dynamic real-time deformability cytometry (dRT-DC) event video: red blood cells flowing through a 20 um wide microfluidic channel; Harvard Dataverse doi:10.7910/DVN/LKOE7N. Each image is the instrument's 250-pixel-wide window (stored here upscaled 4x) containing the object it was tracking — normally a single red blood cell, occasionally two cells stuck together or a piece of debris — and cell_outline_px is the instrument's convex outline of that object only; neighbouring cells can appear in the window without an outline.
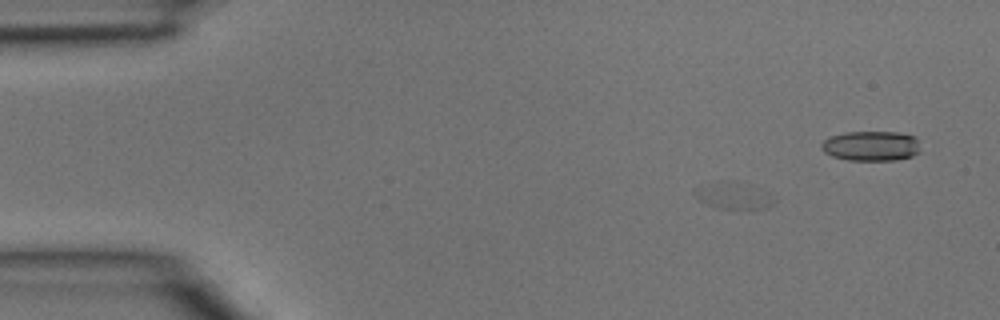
{"species": "common noctule bat (a hibernating species)", "species_latin": "Nyctalus noctula", "temperature_condition": "room temperature", "stored_images_in_passage": 35, "camera_frame_rate_fps": 3000, "um_per_image_px": 0.085, "animal": {"sex": "male", "body_mass_g": 15.6}, "frame": {"image": 1, "passage_image": 4, "time_ms": 1.0, "image_size_px": [1000, 320], "cell_outline_px": [[768, 208], [740, 212], [716, 208], [700, 200], [692, 192], [720, 180], [732, 180], [768, 192]], "centroid_in_image_um": [62.32, 16.69], "position_along_channel_um": 22.7, "area_um2": 12.2}}
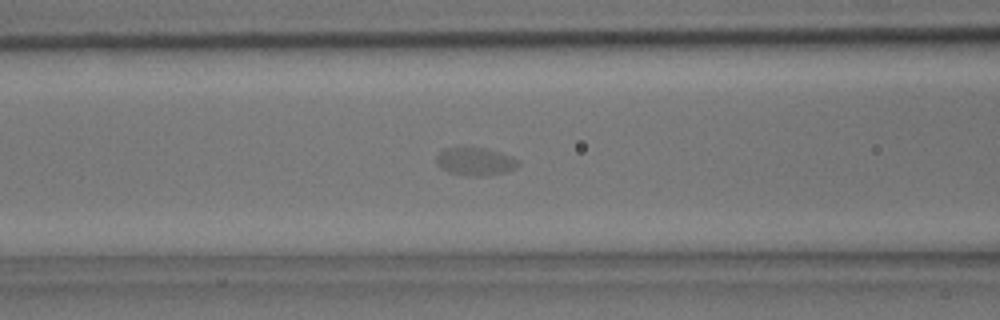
{"frame": {"image": 2, "passage_image": 16, "time_ms": 5.0, "image_size_px": [1000, 320], "cell_outline_px": [[520, 164], [516, 168], [504, 172], [484, 176], [468, 176], [448, 172], [440, 168], [436, 164], [436, 156], [444, 148], [488, 148], [512, 156], [520, 160]], "centroid_in_image_um": [40.41, 13.73], "position_along_channel_um": 126.2, "area_um2": 13.47}}
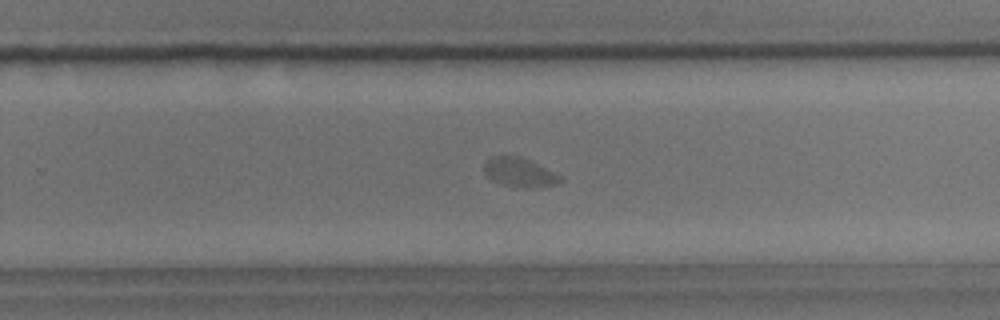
{"frame": {"image": 3, "passage_image": 27, "time_ms": 8.667, "image_size_px": [1000, 320], "cell_outline_px": [[564, 180], [560, 184], [532, 188], [524, 188], [504, 184], [492, 180], [484, 172], [484, 164], [492, 156], [520, 156], [564, 176]], "centroid_in_image_um": [44.24, 14.66], "position_along_channel_um": 285.6, "area_um2": 13.01}}